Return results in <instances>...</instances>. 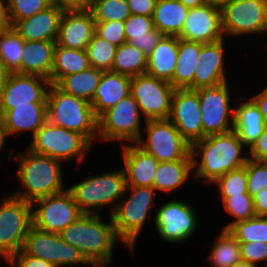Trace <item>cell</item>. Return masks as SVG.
Masks as SVG:
<instances>
[{"label":"cell","mask_w":267,"mask_h":267,"mask_svg":"<svg viewBox=\"0 0 267 267\" xmlns=\"http://www.w3.org/2000/svg\"><path fill=\"white\" fill-rule=\"evenodd\" d=\"M245 148L247 152L234 130L204 137L191 146L192 176L213 185L227 172L246 165L249 158Z\"/></svg>","instance_id":"obj_1"},{"label":"cell","mask_w":267,"mask_h":267,"mask_svg":"<svg viewBox=\"0 0 267 267\" xmlns=\"http://www.w3.org/2000/svg\"><path fill=\"white\" fill-rule=\"evenodd\" d=\"M59 234L65 242L79 249L93 266L112 265L114 244L116 241L123 243L111 215L109 222H105L100 214H83Z\"/></svg>","instance_id":"obj_2"},{"label":"cell","mask_w":267,"mask_h":267,"mask_svg":"<svg viewBox=\"0 0 267 267\" xmlns=\"http://www.w3.org/2000/svg\"><path fill=\"white\" fill-rule=\"evenodd\" d=\"M25 150L26 153L13 155L18 160L15 174L21 185L11 195L32 203L67 190L62 177V161L34 153L28 148Z\"/></svg>","instance_id":"obj_3"},{"label":"cell","mask_w":267,"mask_h":267,"mask_svg":"<svg viewBox=\"0 0 267 267\" xmlns=\"http://www.w3.org/2000/svg\"><path fill=\"white\" fill-rule=\"evenodd\" d=\"M110 171L102 175H89L67 186L83 214H100L98 212L106 207H110V215L114 213L125 193L126 175L123 168Z\"/></svg>","instance_id":"obj_4"},{"label":"cell","mask_w":267,"mask_h":267,"mask_svg":"<svg viewBox=\"0 0 267 267\" xmlns=\"http://www.w3.org/2000/svg\"><path fill=\"white\" fill-rule=\"evenodd\" d=\"M47 121L83 135L92 145L97 142L98 118L92 104L50 84L47 92Z\"/></svg>","instance_id":"obj_5"},{"label":"cell","mask_w":267,"mask_h":267,"mask_svg":"<svg viewBox=\"0 0 267 267\" xmlns=\"http://www.w3.org/2000/svg\"><path fill=\"white\" fill-rule=\"evenodd\" d=\"M156 193L154 187L126 186L124 196L111 215L118 237L130 252L138 242L140 232L154 207Z\"/></svg>","instance_id":"obj_6"},{"label":"cell","mask_w":267,"mask_h":267,"mask_svg":"<svg viewBox=\"0 0 267 267\" xmlns=\"http://www.w3.org/2000/svg\"><path fill=\"white\" fill-rule=\"evenodd\" d=\"M31 138L27 147L29 150L64 162L74 160L73 158H77L78 163L84 162L86 153L92 148V144L83 135L49 121Z\"/></svg>","instance_id":"obj_7"},{"label":"cell","mask_w":267,"mask_h":267,"mask_svg":"<svg viewBox=\"0 0 267 267\" xmlns=\"http://www.w3.org/2000/svg\"><path fill=\"white\" fill-rule=\"evenodd\" d=\"M33 226L32 205L6 194L0 200V257L5 262L22 250L26 235Z\"/></svg>","instance_id":"obj_8"},{"label":"cell","mask_w":267,"mask_h":267,"mask_svg":"<svg viewBox=\"0 0 267 267\" xmlns=\"http://www.w3.org/2000/svg\"><path fill=\"white\" fill-rule=\"evenodd\" d=\"M142 119L138 104L130 94L98 118L97 141L136 143L143 133Z\"/></svg>","instance_id":"obj_9"},{"label":"cell","mask_w":267,"mask_h":267,"mask_svg":"<svg viewBox=\"0 0 267 267\" xmlns=\"http://www.w3.org/2000/svg\"><path fill=\"white\" fill-rule=\"evenodd\" d=\"M136 144L159 162H172L192 158L191 145L181 136L169 119L145 120Z\"/></svg>","instance_id":"obj_10"},{"label":"cell","mask_w":267,"mask_h":267,"mask_svg":"<svg viewBox=\"0 0 267 267\" xmlns=\"http://www.w3.org/2000/svg\"><path fill=\"white\" fill-rule=\"evenodd\" d=\"M224 37L263 35L267 29V0H232L221 10Z\"/></svg>","instance_id":"obj_11"},{"label":"cell","mask_w":267,"mask_h":267,"mask_svg":"<svg viewBox=\"0 0 267 267\" xmlns=\"http://www.w3.org/2000/svg\"><path fill=\"white\" fill-rule=\"evenodd\" d=\"M22 250L58 267L93 266L79 249L65 242L59 233L46 232L34 226L26 235Z\"/></svg>","instance_id":"obj_12"},{"label":"cell","mask_w":267,"mask_h":267,"mask_svg":"<svg viewBox=\"0 0 267 267\" xmlns=\"http://www.w3.org/2000/svg\"><path fill=\"white\" fill-rule=\"evenodd\" d=\"M228 84L224 82L196 90L200 102L203 138L233 130L234 105L231 103L232 92Z\"/></svg>","instance_id":"obj_13"},{"label":"cell","mask_w":267,"mask_h":267,"mask_svg":"<svg viewBox=\"0 0 267 267\" xmlns=\"http://www.w3.org/2000/svg\"><path fill=\"white\" fill-rule=\"evenodd\" d=\"M188 202L169 200L155 209L154 227L161 240L171 244L186 242L195 234L197 213Z\"/></svg>","instance_id":"obj_14"},{"label":"cell","mask_w":267,"mask_h":267,"mask_svg":"<svg viewBox=\"0 0 267 267\" xmlns=\"http://www.w3.org/2000/svg\"><path fill=\"white\" fill-rule=\"evenodd\" d=\"M175 89L169 81L142 74L131 77L130 94L145 120L168 119Z\"/></svg>","instance_id":"obj_15"},{"label":"cell","mask_w":267,"mask_h":267,"mask_svg":"<svg viewBox=\"0 0 267 267\" xmlns=\"http://www.w3.org/2000/svg\"><path fill=\"white\" fill-rule=\"evenodd\" d=\"M31 205L33 226L46 232L59 233L83 215L68 190L37 199Z\"/></svg>","instance_id":"obj_16"},{"label":"cell","mask_w":267,"mask_h":267,"mask_svg":"<svg viewBox=\"0 0 267 267\" xmlns=\"http://www.w3.org/2000/svg\"><path fill=\"white\" fill-rule=\"evenodd\" d=\"M168 119L191 146L203 139L198 92L191 89H175Z\"/></svg>","instance_id":"obj_17"},{"label":"cell","mask_w":267,"mask_h":267,"mask_svg":"<svg viewBox=\"0 0 267 267\" xmlns=\"http://www.w3.org/2000/svg\"><path fill=\"white\" fill-rule=\"evenodd\" d=\"M49 79L37 75L10 73L0 96L1 116L16 106L47 102Z\"/></svg>","instance_id":"obj_18"},{"label":"cell","mask_w":267,"mask_h":267,"mask_svg":"<svg viewBox=\"0 0 267 267\" xmlns=\"http://www.w3.org/2000/svg\"><path fill=\"white\" fill-rule=\"evenodd\" d=\"M177 38L201 44L213 43L224 39L220 9L209 3L190 8L181 33Z\"/></svg>","instance_id":"obj_19"},{"label":"cell","mask_w":267,"mask_h":267,"mask_svg":"<svg viewBox=\"0 0 267 267\" xmlns=\"http://www.w3.org/2000/svg\"><path fill=\"white\" fill-rule=\"evenodd\" d=\"M95 25L90 9H65L60 20L56 44L86 50L95 34Z\"/></svg>","instance_id":"obj_20"},{"label":"cell","mask_w":267,"mask_h":267,"mask_svg":"<svg viewBox=\"0 0 267 267\" xmlns=\"http://www.w3.org/2000/svg\"><path fill=\"white\" fill-rule=\"evenodd\" d=\"M226 38L207 44H201L200 54L193 78V90L213 87L228 81L226 76L225 42Z\"/></svg>","instance_id":"obj_21"},{"label":"cell","mask_w":267,"mask_h":267,"mask_svg":"<svg viewBox=\"0 0 267 267\" xmlns=\"http://www.w3.org/2000/svg\"><path fill=\"white\" fill-rule=\"evenodd\" d=\"M64 10L53 3L31 17L16 21L12 27L24 41H57Z\"/></svg>","instance_id":"obj_22"},{"label":"cell","mask_w":267,"mask_h":267,"mask_svg":"<svg viewBox=\"0 0 267 267\" xmlns=\"http://www.w3.org/2000/svg\"><path fill=\"white\" fill-rule=\"evenodd\" d=\"M121 150L126 186L153 187L159 161L136 143L124 144Z\"/></svg>","instance_id":"obj_23"},{"label":"cell","mask_w":267,"mask_h":267,"mask_svg":"<svg viewBox=\"0 0 267 267\" xmlns=\"http://www.w3.org/2000/svg\"><path fill=\"white\" fill-rule=\"evenodd\" d=\"M130 92L131 77L112 71H103L91 102L96 117L99 118L122 98L130 95Z\"/></svg>","instance_id":"obj_24"},{"label":"cell","mask_w":267,"mask_h":267,"mask_svg":"<svg viewBox=\"0 0 267 267\" xmlns=\"http://www.w3.org/2000/svg\"><path fill=\"white\" fill-rule=\"evenodd\" d=\"M1 120L9 136L31 132L32 137L47 121V102H32L6 111Z\"/></svg>","instance_id":"obj_25"},{"label":"cell","mask_w":267,"mask_h":267,"mask_svg":"<svg viewBox=\"0 0 267 267\" xmlns=\"http://www.w3.org/2000/svg\"><path fill=\"white\" fill-rule=\"evenodd\" d=\"M56 41H25L21 74L50 78Z\"/></svg>","instance_id":"obj_26"},{"label":"cell","mask_w":267,"mask_h":267,"mask_svg":"<svg viewBox=\"0 0 267 267\" xmlns=\"http://www.w3.org/2000/svg\"><path fill=\"white\" fill-rule=\"evenodd\" d=\"M234 106L233 130L247 147L263 133L266 123L256 103L248 98Z\"/></svg>","instance_id":"obj_27"},{"label":"cell","mask_w":267,"mask_h":267,"mask_svg":"<svg viewBox=\"0 0 267 267\" xmlns=\"http://www.w3.org/2000/svg\"><path fill=\"white\" fill-rule=\"evenodd\" d=\"M178 57L177 36L164 35L147 56L146 74L154 78L171 81Z\"/></svg>","instance_id":"obj_28"},{"label":"cell","mask_w":267,"mask_h":267,"mask_svg":"<svg viewBox=\"0 0 267 267\" xmlns=\"http://www.w3.org/2000/svg\"><path fill=\"white\" fill-rule=\"evenodd\" d=\"M193 173V159L184 158L183 160L172 162H159L153 187L156 192L171 194L178 188L184 187Z\"/></svg>","instance_id":"obj_29"},{"label":"cell","mask_w":267,"mask_h":267,"mask_svg":"<svg viewBox=\"0 0 267 267\" xmlns=\"http://www.w3.org/2000/svg\"><path fill=\"white\" fill-rule=\"evenodd\" d=\"M188 11L180 0H157L152 16L154 27L163 35L178 36Z\"/></svg>","instance_id":"obj_30"},{"label":"cell","mask_w":267,"mask_h":267,"mask_svg":"<svg viewBox=\"0 0 267 267\" xmlns=\"http://www.w3.org/2000/svg\"><path fill=\"white\" fill-rule=\"evenodd\" d=\"M200 50L201 43L178 38L177 63L173 79L170 81L174 89L193 90V78Z\"/></svg>","instance_id":"obj_31"},{"label":"cell","mask_w":267,"mask_h":267,"mask_svg":"<svg viewBox=\"0 0 267 267\" xmlns=\"http://www.w3.org/2000/svg\"><path fill=\"white\" fill-rule=\"evenodd\" d=\"M103 71L89 67L87 70L60 77L54 85L62 92L92 102Z\"/></svg>","instance_id":"obj_32"},{"label":"cell","mask_w":267,"mask_h":267,"mask_svg":"<svg viewBox=\"0 0 267 267\" xmlns=\"http://www.w3.org/2000/svg\"><path fill=\"white\" fill-rule=\"evenodd\" d=\"M89 67L86 50L66 48L56 44L49 81L54 84L60 77L87 70Z\"/></svg>","instance_id":"obj_33"},{"label":"cell","mask_w":267,"mask_h":267,"mask_svg":"<svg viewBox=\"0 0 267 267\" xmlns=\"http://www.w3.org/2000/svg\"><path fill=\"white\" fill-rule=\"evenodd\" d=\"M111 71L129 77L146 74L147 56L137 47L125 42L116 48Z\"/></svg>","instance_id":"obj_34"},{"label":"cell","mask_w":267,"mask_h":267,"mask_svg":"<svg viewBox=\"0 0 267 267\" xmlns=\"http://www.w3.org/2000/svg\"><path fill=\"white\" fill-rule=\"evenodd\" d=\"M207 256L212 267H232L242 260L239 242L228 230H221Z\"/></svg>","instance_id":"obj_35"},{"label":"cell","mask_w":267,"mask_h":267,"mask_svg":"<svg viewBox=\"0 0 267 267\" xmlns=\"http://www.w3.org/2000/svg\"><path fill=\"white\" fill-rule=\"evenodd\" d=\"M24 39L11 27L0 34V59L11 73L21 74Z\"/></svg>","instance_id":"obj_36"},{"label":"cell","mask_w":267,"mask_h":267,"mask_svg":"<svg viewBox=\"0 0 267 267\" xmlns=\"http://www.w3.org/2000/svg\"><path fill=\"white\" fill-rule=\"evenodd\" d=\"M228 231L238 242L267 243V217L255 216L233 224Z\"/></svg>","instance_id":"obj_37"},{"label":"cell","mask_w":267,"mask_h":267,"mask_svg":"<svg viewBox=\"0 0 267 267\" xmlns=\"http://www.w3.org/2000/svg\"><path fill=\"white\" fill-rule=\"evenodd\" d=\"M116 48L117 46L94 34L86 48L90 67L111 71Z\"/></svg>","instance_id":"obj_38"},{"label":"cell","mask_w":267,"mask_h":267,"mask_svg":"<svg viewBox=\"0 0 267 267\" xmlns=\"http://www.w3.org/2000/svg\"><path fill=\"white\" fill-rule=\"evenodd\" d=\"M90 10L95 22H124L131 15L127 0H92Z\"/></svg>","instance_id":"obj_39"},{"label":"cell","mask_w":267,"mask_h":267,"mask_svg":"<svg viewBox=\"0 0 267 267\" xmlns=\"http://www.w3.org/2000/svg\"><path fill=\"white\" fill-rule=\"evenodd\" d=\"M220 197L224 211L234 219L222 227V230H228L236 222L245 221L256 216L253 197L250 194Z\"/></svg>","instance_id":"obj_40"},{"label":"cell","mask_w":267,"mask_h":267,"mask_svg":"<svg viewBox=\"0 0 267 267\" xmlns=\"http://www.w3.org/2000/svg\"><path fill=\"white\" fill-rule=\"evenodd\" d=\"M213 184L218 187L219 196L249 194L247 190V163L241 168L227 172Z\"/></svg>","instance_id":"obj_41"},{"label":"cell","mask_w":267,"mask_h":267,"mask_svg":"<svg viewBox=\"0 0 267 267\" xmlns=\"http://www.w3.org/2000/svg\"><path fill=\"white\" fill-rule=\"evenodd\" d=\"M53 4V0H7L11 25L16 21L31 17Z\"/></svg>","instance_id":"obj_42"},{"label":"cell","mask_w":267,"mask_h":267,"mask_svg":"<svg viewBox=\"0 0 267 267\" xmlns=\"http://www.w3.org/2000/svg\"><path fill=\"white\" fill-rule=\"evenodd\" d=\"M267 188V161L247 160V190L253 197Z\"/></svg>","instance_id":"obj_43"},{"label":"cell","mask_w":267,"mask_h":267,"mask_svg":"<svg viewBox=\"0 0 267 267\" xmlns=\"http://www.w3.org/2000/svg\"><path fill=\"white\" fill-rule=\"evenodd\" d=\"M154 28L152 17L131 14L124 21L126 42L133 38L151 37Z\"/></svg>","instance_id":"obj_44"},{"label":"cell","mask_w":267,"mask_h":267,"mask_svg":"<svg viewBox=\"0 0 267 267\" xmlns=\"http://www.w3.org/2000/svg\"><path fill=\"white\" fill-rule=\"evenodd\" d=\"M95 34L117 47L126 42L122 21L96 22Z\"/></svg>","instance_id":"obj_45"},{"label":"cell","mask_w":267,"mask_h":267,"mask_svg":"<svg viewBox=\"0 0 267 267\" xmlns=\"http://www.w3.org/2000/svg\"><path fill=\"white\" fill-rule=\"evenodd\" d=\"M242 260L254 264L265 262L267 267V243L265 242H239Z\"/></svg>","instance_id":"obj_46"},{"label":"cell","mask_w":267,"mask_h":267,"mask_svg":"<svg viewBox=\"0 0 267 267\" xmlns=\"http://www.w3.org/2000/svg\"><path fill=\"white\" fill-rule=\"evenodd\" d=\"M5 263L10 267H58L39 257L27 255L23 250L15 252Z\"/></svg>","instance_id":"obj_47"},{"label":"cell","mask_w":267,"mask_h":267,"mask_svg":"<svg viewBox=\"0 0 267 267\" xmlns=\"http://www.w3.org/2000/svg\"><path fill=\"white\" fill-rule=\"evenodd\" d=\"M163 36L160 31L154 28L151 31V37L133 38L129 43L148 56Z\"/></svg>","instance_id":"obj_48"},{"label":"cell","mask_w":267,"mask_h":267,"mask_svg":"<svg viewBox=\"0 0 267 267\" xmlns=\"http://www.w3.org/2000/svg\"><path fill=\"white\" fill-rule=\"evenodd\" d=\"M248 158L257 161H267V125L263 133L247 149Z\"/></svg>","instance_id":"obj_49"},{"label":"cell","mask_w":267,"mask_h":267,"mask_svg":"<svg viewBox=\"0 0 267 267\" xmlns=\"http://www.w3.org/2000/svg\"><path fill=\"white\" fill-rule=\"evenodd\" d=\"M157 0H127L131 14L152 17Z\"/></svg>","instance_id":"obj_50"},{"label":"cell","mask_w":267,"mask_h":267,"mask_svg":"<svg viewBox=\"0 0 267 267\" xmlns=\"http://www.w3.org/2000/svg\"><path fill=\"white\" fill-rule=\"evenodd\" d=\"M253 207L256 216L267 217V188L253 196Z\"/></svg>","instance_id":"obj_51"},{"label":"cell","mask_w":267,"mask_h":267,"mask_svg":"<svg viewBox=\"0 0 267 267\" xmlns=\"http://www.w3.org/2000/svg\"><path fill=\"white\" fill-rule=\"evenodd\" d=\"M64 9H90L92 0H53Z\"/></svg>","instance_id":"obj_52"},{"label":"cell","mask_w":267,"mask_h":267,"mask_svg":"<svg viewBox=\"0 0 267 267\" xmlns=\"http://www.w3.org/2000/svg\"><path fill=\"white\" fill-rule=\"evenodd\" d=\"M250 98L259 107V110L262 113L264 121L267 125V86L263 90H261L258 94H253V96Z\"/></svg>","instance_id":"obj_53"},{"label":"cell","mask_w":267,"mask_h":267,"mask_svg":"<svg viewBox=\"0 0 267 267\" xmlns=\"http://www.w3.org/2000/svg\"><path fill=\"white\" fill-rule=\"evenodd\" d=\"M12 27L9 20L7 0H0V34Z\"/></svg>","instance_id":"obj_54"},{"label":"cell","mask_w":267,"mask_h":267,"mask_svg":"<svg viewBox=\"0 0 267 267\" xmlns=\"http://www.w3.org/2000/svg\"><path fill=\"white\" fill-rule=\"evenodd\" d=\"M10 73L11 72L5 67L4 63L0 59V96L3 89L5 88Z\"/></svg>","instance_id":"obj_55"},{"label":"cell","mask_w":267,"mask_h":267,"mask_svg":"<svg viewBox=\"0 0 267 267\" xmlns=\"http://www.w3.org/2000/svg\"><path fill=\"white\" fill-rule=\"evenodd\" d=\"M8 137H10L8 130L4 126V123L1 121L0 122V151H2L1 149L4 148V145L6 144V140Z\"/></svg>","instance_id":"obj_56"},{"label":"cell","mask_w":267,"mask_h":267,"mask_svg":"<svg viewBox=\"0 0 267 267\" xmlns=\"http://www.w3.org/2000/svg\"><path fill=\"white\" fill-rule=\"evenodd\" d=\"M187 8H195L206 3V0H180Z\"/></svg>","instance_id":"obj_57"},{"label":"cell","mask_w":267,"mask_h":267,"mask_svg":"<svg viewBox=\"0 0 267 267\" xmlns=\"http://www.w3.org/2000/svg\"><path fill=\"white\" fill-rule=\"evenodd\" d=\"M232 0H206V3H209L210 5L222 9L224 6L229 4Z\"/></svg>","instance_id":"obj_58"},{"label":"cell","mask_w":267,"mask_h":267,"mask_svg":"<svg viewBox=\"0 0 267 267\" xmlns=\"http://www.w3.org/2000/svg\"><path fill=\"white\" fill-rule=\"evenodd\" d=\"M232 267H257V266L247 261L240 260L237 263H235Z\"/></svg>","instance_id":"obj_59"},{"label":"cell","mask_w":267,"mask_h":267,"mask_svg":"<svg viewBox=\"0 0 267 267\" xmlns=\"http://www.w3.org/2000/svg\"><path fill=\"white\" fill-rule=\"evenodd\" d=\"M92 267H107L105 265H96V266H92Z\"/></svg>","instance_id":"obj_60"}]
</instances>
